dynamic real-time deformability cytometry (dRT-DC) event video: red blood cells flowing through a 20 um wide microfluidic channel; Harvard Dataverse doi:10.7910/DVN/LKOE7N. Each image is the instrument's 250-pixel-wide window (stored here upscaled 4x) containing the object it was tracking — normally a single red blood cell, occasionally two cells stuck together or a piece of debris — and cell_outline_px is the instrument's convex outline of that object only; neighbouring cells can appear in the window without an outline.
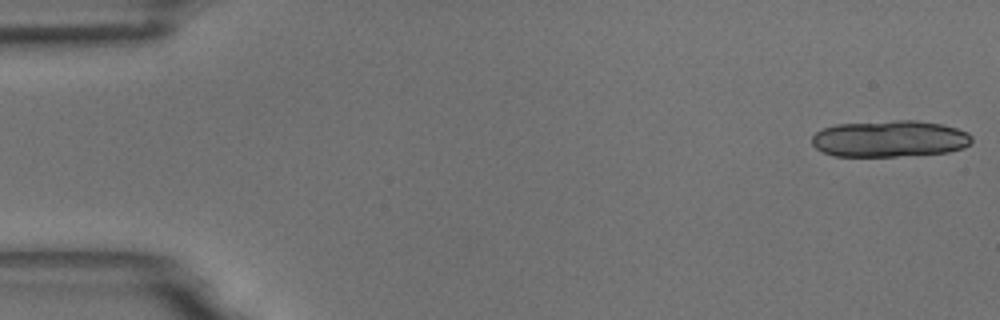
{"species": "common noctule bat (a hibernating species)", "species_latin": "Nyctalus noctula", "temperature_condition": "room temperature", "stored_images_in_passage": 15, "camera_frame_rate_fps": 3000, "um_per_image_px": 0.085, "animal": {"sex": "male", "body_mass_g": 18.8}, "frame": {"image": 1, "passage_image": 1, "time_ms": 0.0, "image_size_px": [1000, 320], "cell_outline_px": [[972, 140], [964, 148], [948, 152], [896, 156], [832, 156], [816, 148], [812, 144], [812, 136], [816, 132], [824, 128], [836, 124], [896, 120], [916, 120], [944, 124], [968, 132], [972, 136]], "centroid_in_image_um": [75.63, 11.79], "position_along_channel_um": 9.4, "area_um2": 34.16}}